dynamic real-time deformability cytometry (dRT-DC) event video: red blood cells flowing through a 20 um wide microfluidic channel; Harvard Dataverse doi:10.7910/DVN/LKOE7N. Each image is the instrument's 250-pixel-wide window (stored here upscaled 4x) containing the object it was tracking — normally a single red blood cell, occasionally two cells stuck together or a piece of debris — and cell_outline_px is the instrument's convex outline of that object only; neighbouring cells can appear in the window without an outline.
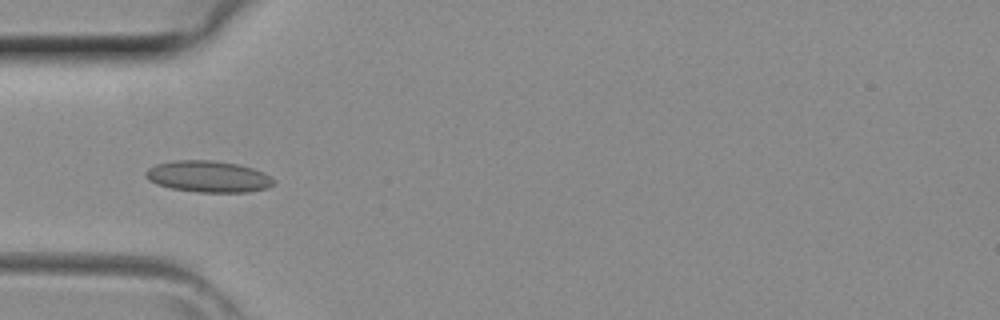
{"species": "common noctule bat (a hibernating species)", "species_latin": "Nyctalus noctula", "temperature_condition": "room temperature", "stored_images_in_passage": 31, "camera_frame_rate_fps": 3000, "um_per_image_px": 0.085, "animal": {"sex": "female", "body_mass_g": 29.2, "forearm_length_mm": 56.3}, "frame": {"image": 1, "passage_image": 3, "time_ms": 0.667, "image_size_px": [1000, 320], "cell_outline_px": [[276, 184], [268, 188], [248, 192], [196, 192], [172, 188], [156, 184], [148, 180], [144, 176], [144, 172], [148, 168], [156, 164], [176, 160], [208, 160], [240, 164], [264, 172], [276, 180]], "centroid_in_image_um": [17.72, 15.01], "position_along_channel_um": 67.3, "area_um2": 23.7}}
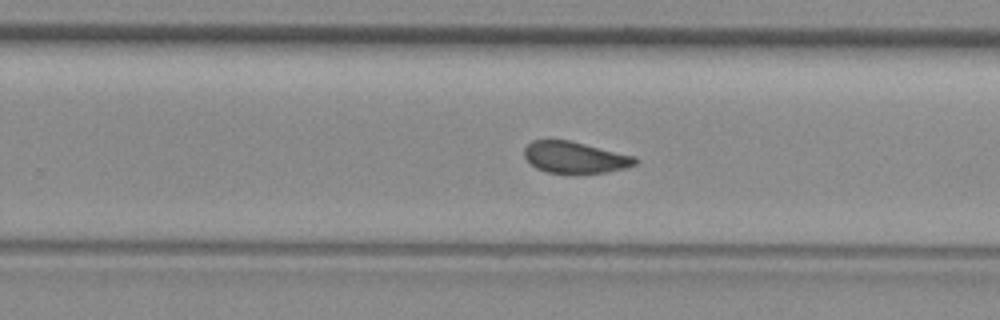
{"frame": {"image": 2, "passage_image": 16, "time_ms": 5.0, "image_size_px": [1000, 320], "cell_outline_px": [[640, 160], [636, 164], [624, 168], [608, 172], [572, 176], [548, 172], [536, 168], [524, 156], [524, 148], [532, 140], [568, 140], [636, 156]], "centroid_in_image_um": [48.9, 13.42], "position_along_channel_um": 280.9, "area_um2": 20.92}}
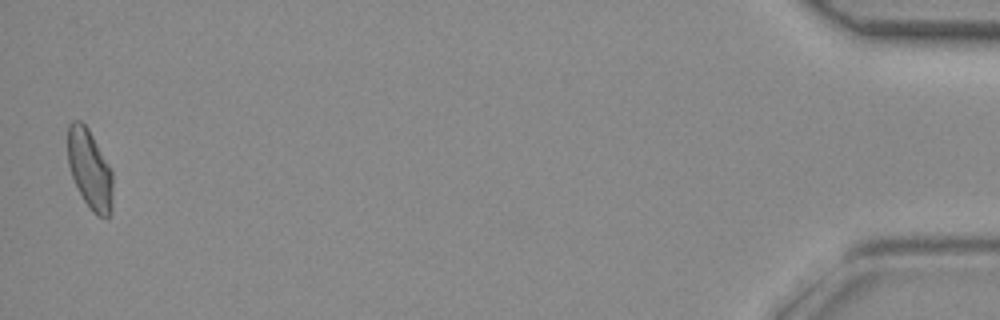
{"frame": {"image": 3, "passage_image": 31, "time_ms": 10.0, "image_size_px": [1000, 320], "cell_outline_px": [[112, 208], [108, 216], [104, 220], [96, 216], [92, 212], [84, 200], [72, 176], [68, 164], [68, 124], [72, 120], [80, 120], [88, 128], [112, 172]], "centroid_in_image_um": [7.63, 14.42], "position_along_channel_um": 427.6, "area_um2": 20.69}}